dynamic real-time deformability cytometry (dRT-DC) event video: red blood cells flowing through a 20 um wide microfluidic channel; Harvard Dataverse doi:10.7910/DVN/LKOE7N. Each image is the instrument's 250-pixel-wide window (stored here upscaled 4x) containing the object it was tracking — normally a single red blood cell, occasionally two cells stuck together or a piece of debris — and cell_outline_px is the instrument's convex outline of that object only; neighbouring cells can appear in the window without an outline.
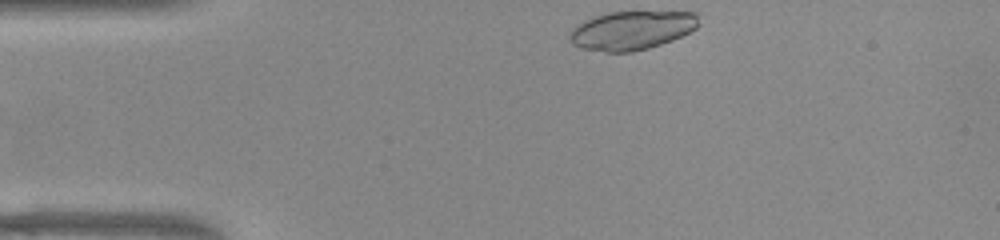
{"species": "common noctule bat (a hibernating species)", "species_latin": "Nyctalus noctula", "temperature_condition": "warm", "stored_images_in_passage": 34, "camera_frame_rate_fps": 3000, "um_per_image_px": 0.085, "animal": {"sex": "female", "body_mass_g": 22.0, "forearm_length_mm": 56.7}, "frame": {"image": 1, "passage_image": 1, "time_ms": 0.0, "image_size_px": [1000, 240], "cell_outline_px": [[700, 24], [696, 28], [672, 40], [648, 48], [632, 52], [604, 52], [580, 48], [572, 44], [568, 40], [568, 36], [572, 28], [584, 20], [608, 12], [696, 12]], "centroid_in_image_um": [53.66, 2.58], "position_along_channel_um": 31.3, "area_um2": 29.19}}
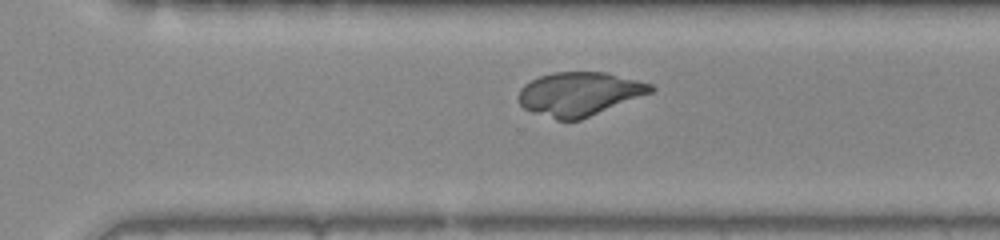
{"frame": {"image": 2, "passage_image": 27, "time_ms": 8.667, "image_size_px": [1000, 240], "cell_outline_px": [[656, 88], [652, 92], [580, 120], [556, 120], [532, 112], [524, 108], [520, 104], [520, 88], [524, 84], [540, 76], [552, 72], [608, 72], [652, 84]], "centroid_in_image_um": [49.25, 7.97], "position_along_channel_um": 321.3, "area_um2": 33.52}}
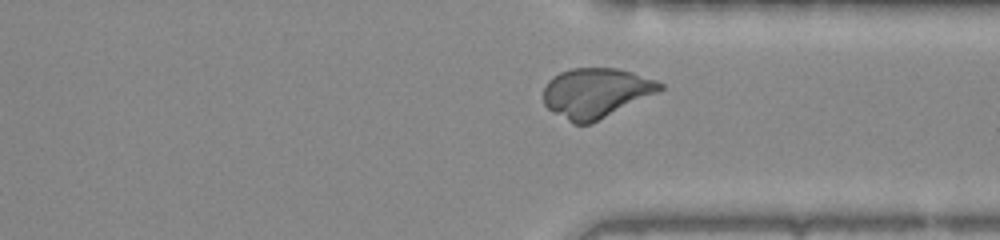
{"frame": {"image": 3, "passage_image": 30, "time_ms": 9.667, "image_size_px": [1000, 240], "cell_outline_px": [[664, 88], [592, 124], [572, 124], [552, 112], [544, 104], [544, 88], [548, 80], [552, 76], [560, 72], [572, 68], [616, 68], [632, 72], [656, 80], [664, 84]], "centroid_in_image_um": [50.61, 7.9], "position_along_channel_um": 360.8, "area_um2": 33.7}}